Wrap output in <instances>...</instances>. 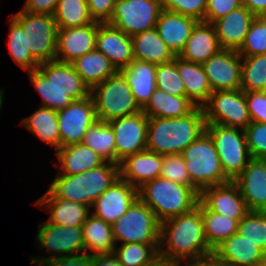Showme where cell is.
I'll return each mask as SVG.
<instances>
[{"label":"cell","instance_id":"cell-56","mask_svg":"<svg viewBox=\"0 0 266 266\" xmlns=\"http://www.w3.org/2000/svg\"><path fill=\"white\" fill-rule=\"evenodd\" d=\"M146 266H178V263L159 255L151 263L147 264Z\"/></svg>","mask_w":266,"mask_h":266},{"label":"cell","instance_id":"cell-37","mask_svg":"<svg viewBox=\"0 0 266 266\" xmlns=\"http://www.w3.org/2000/svg\"><path fill=\"white\" fill-rule=\"evenodd\" d=\"M81 143L90 147L105 161L116 163L115 135L108 122L97 120L89 127Z\"/></svg>","mask_w":266,"mask_h":266},{"label":"cell","instance_id":"cell-5","mask_svg":"<svg viewBox=\"0 0 266 266\" xmlns=\"http://www.w3.org/2000/svg\"><path fill=\"white\" fill-rule=\"evenodd\" d=\"M138 198L155 214L160 223L190 212L199 195L189 186L157 177L138 189Z\"/></svg>","mask_w":266,"mask_h":266},{"label":"cell","instance_id":"cell-13","mask_svg":"<svg viewBox=\"0 0 266 266\" xmlns=\"http://www.w3.org/2000/svg\"><path fill=\"white\" fill-rule=\"evenodd\" d=\"M57 113L61 147L81 143L89 127L98 120L92 96L73 101Z\"/></svg>","mask_w":266,"mask_h":266},{"label":"cell","instance_id":"cell-8","mask_svg":"<svg viewBox=\"0 0 266 266\" xmlns=\"http://www.w3.org/2000/svg\"><path fill=\"white\" fill-rule=\"evenodd\" d=\"M114 240L123 244H160V222L139 198L112 224Z\"/></svg>","mask_w":266,"mask_h":266},{"label":"cell","instance_id":"cell-17","mask_svg":"<svg viewBox=\"0 0 266 266\" xmlns=\"http://www.w3.org/2000/svg\"><path fill=\"white\" fill-rule=\"evenodd\" d=\"M137 199L138 189L120 177L92 204V215L112 225Z\"/></svg>","mask_w":266,"mask_h":266},{"label":"cell","instance_id":"cell-3","mask_svg":"<svg viewBox=\"0 0 266 266\" xmlns=\"http://www.w3.org/2000/svg\"><path fill=\"white\" fill-rule=\"evenodd\" d=\"M206 127L203 107L178 118H148L146 149L160 155L182 154Z\"/></svg>","mask_w":266,"mask_h":266},{"label":"cell","instance_id":"cell-41","mask_svg":"<svg viewBox=\"0 0 266 266\" xmlns=\"http://www.w3.org/2000/svg\"><path fill=\"white\" fill-rule=\"evenodd\" d=\"M160 244L128 243L115 247L114 255L123 266H146L159 256Z\"/></svg>","mask_w":266,"mask_h":266},{"label":"cell","instance_id":"cell-4","mask_svg":"<svg viewBox=\"0 0 266 266\" xmlns=\"http://www.w3.org/2000/svg\"><path fill=\"white\" fill-rule=\"evenodd\" d=\"M120 178V165L104 162L98 167L75 175L59 174L49 190L60 199L74 201L87 206L97 200Z\"/></svg>","mask_w":266,"mask_h":266},{"label":"cell","instance_id":"cell-12","mask_svg":"<svg viewBox=\"0 0 266 266\" xmlns=\"http://www.w3.org/2000/svg\"><path fill=\"white\" fill-rule=\"evenodd\" d=\"M206 123L245 129L250 123L246 92L241 89L212 92L202 106Z\"/></svg>","mask_w":266,"mask_h":266},{"label":"cell","instance_id":"cell-39","mask_svg":"<svg viewBox=\"0 0 266 266\" xmlns=\"http://www.w3.org/2000/svg\"><path fill=\"white\" fill-rule=\"evenodd\" d=\"M244 92L266 91V54L241 56V87Z\"/></svg>","mask_w":266,"mask_h":266},{"label":"cell","instance_id":"cell-6","mask_svg":"<svg viewBox=\"0 0 266 266\" xmlns=\"http://www.w3.org/2000/svg\"><path fill=\"white\" fill-rule=\"evenodd\" d=\"M181 155L186 162L191 183L200 192L207 187L231 181L224 174L214 142L206 131L184 149Z\"/></svg>","mask_w":266,"mask_h":266},{"label":"cell","instance_id":"cell-7","mask_svg":"<svg viewBox=\"0 0 266 266\" xmlns=\"http://www.w3.org/2000/svg\"><path fill=\"white\" fill-rule=\"evenodd\" d=\"M98 120L131 116L142 111L136 102L124 75L117 71L104 82L91 89Z\"/></svg>","mask_w":266,"mask_h":266},{"label":"cell","instance_id":"cell-16","mask_svg":"<svg viewBox=\"0 0 266 266\" xmlns=\"http://www.w3.org/2000/svg\"><path fill=\"white\" fill-rule=\"evenodd\" d=\"M37 241L41 248L58 257L84 253L82 226L65 227L45 222L38 229Z\"/></svg>","mask_w":266,"mask_h":266},{"label":"cell","instance_id":"cell-49","mask_svg":"<svg viewBox=\"0 0 266 266\" xmlns=\"http://www.w3.org/2000/svg\"><path fill=\"white\" fill-rule=\"evenodd\" d=\"M246 102L251 122L266 123V91L246 92Z\"/></svg>","mask_w":266,"mask_h":266},{"label":"cell","instance_id":"cell-52","mask_svg":"<svg viewBox=\"0 0 266 266\" xmlns=\"http://www.w3.org/2000/svg\"><path fill=\"white\" fill-rule=\"evenodd\" d=\"M58 0H26L22 8L23 11L32 14L54 15Z\"/></svg>","mask_w":266,"mask_h":266},{"label":"cell","instance_id":"cell-43","mask_svg":"<svg viewBox=\"0 0 266 266\" xmlns=\"http://www.w3.org/2000/svg\"><path fill=\"white\" fill-rule=\"evenodd\" d=\"M237 52L240 56L266 54V16L255 17Z\"/></svg>","mask_w":266,"mask_h":266},{"label":"cell","instance_id":"cell-46","mask_svg":"<svg viewBox=\"0 0 266 266\" xmlns=\"http://www.w3.org/2000/svg\"><path fill=\"white\" fill-rule=\"evenodd\" d=\"M162 10L205 21L207 0H159Z\"/></svg>","mask_w":266,"mask_h":266},{"label":"cell","instance_id":"cell-58","mask_svg":"<svg viewBox=\"0 0 266 266\" xmlns=\"http://www.w3.org/2000/svg\"><path fill=\"white\" fill-rule=\"evenodd\" d=\"M260 266H266V254L264 255V259L261 262Z\"/></svg>","mask_w":266,"mask_h":266},{"label":"cell","instance_id":"cell-54","mask_svg":"<svg viewBox=\"0 0 266 266\" xmlns=\"http://www.w3.org/2000/svg\"><path fill=\"white\" fill-rule=\"evenodd\" d=\"M92 266H123L112 254H92Z\"/></svg>","mask_w":266,"mask_h":266},{"label":"cell","instance_id":"cell-51","mask_svg":"<svg viewBox=\"0 0 266 266\" xmlns=\"http://www.w3.org/2000/svg\"><path fill=\"white\" fill-rule=\"evenodd\" d=\"M116 0H87L90 16L94 21L106 23L112 15Z\"/></svg>","mask_w":266,"mask_h":266},{"label":"cell","instance_id":"cell-55","mask_svg":"<svg viewBox=\"0 0 266 266\" xmlns=\"http://www.w3.org/2000/svg\"><path fill=\"white\" fill-rule=\"evenodd\" d=\"M188 261L190 264H185V266H225L214 254ZM180 265L181 263H178V266Z\"/></svg>","mask_w":266,"mask_h":266},{"label":"cell","instance_id":"cell-38","mask_svg":"<svg viewBox=\"0 0 266 266\" xmlns=\"http://www.w3.org/2000/svg\"><path fill=\"white\" fill-rule=\"evenodd\" d=\"M53 18L57 29L74 28L95 22L90 16L87 0H58Z\"/></svg>","mask_w":266,"mask_h":266},{"label":"cell","instance_id":"cell-48","mask_svg":"<svg viewBox=\"0 0 266 266\" xmlns=\"http://www.w3.org/2000/svg\"><path fill=\"white\" fill-rule=\"evenodd\" d=\"M37 258V259H36ZM30 260L32 264L38 266H92V254L81 253L64 257H36ZM39 258V259H38Z\"/></svg>","mask_w":266,"mask_h":266},{"label":"cell","instance_id":"cell-24","mask_svg":"<svg viewBox=\"0 0 266 266\" xmlns=\"http://www.w3.org/2000/svg\"><path fill=\"white\" fill-rule=\"evenodd\" d=\"M197 20L182 14L162 10L159 14L156 29L160 38L175 56L183 50Z\"/></svg>","mask_w":266,"mask_h":266},{"label":"cell","instance_id":"cell-25","mask_svg":"<svg viewBox=\"0 0 266 266\" xmlns=\"http://www.w3.org/2000/svg\"><path fill=\"white\" fill-rule=\"evenodd\" d=\"M213 254L228 266H260L265 255L260 248L238 233L217 246Z\"/></svg>","mask_w":266,"mask_h":266},{"label":"cell","instance_id":"cell-40","mask_svg":"<svg viewBox=\"0 0 266 266\" xmlns=\"http://www.w3.org/2000/svg\"><path fill=\"white\" fill-rule=\"evenodd\" d=\"M9 22V55L25 71L37 69L39 63L31 56L30 50L27 48L26 34H24L21 25L12 16Z\"/></svg>","mask_w":266,"mask_h":266},{"label":"cell","instance_id":"cell-31","mask_svg":"<svg viewBox=\"0 0 266 266\" xmlns=\"http://www.w3.org/2000/svg\"><path fill=\"white\" fill-rule=\"evenodd\" d=\"M196 107L188 97L173 96L156 89L142 112L148 118H178L190 114Z\"/></svg>","mask_w":266,"mask_h":266},{"label":"cell","instance_id":"cell-26","mask_svg":"<svg viewBox=\"0 0 266 266\" xmlns=\"http://www.w3.org/2000/svg\"><path fill=\"white\" fill-rule=\"evenodd\" d=\"M35 204L39 207L45 204L50 212L47 222L59 226H82L90 216V206L57 198L49 189Z\"/></svg>","mask_w":266,"mask_h":266},{"label":"cell","instance_id":"cell-2","mask_svg":"<svg viewBox=\"0 0 266 266\" xmlns=\"http://www.w3.org/2000/svg\"><path fill=\"white\" fill-rule=\"evenodd\" d=\"M35 89L42 96V106L59 111L73 101L91 96V89L72 63L57 60L40 63L27 71Z\"/></svg>","mask_w":266,"mask_h":266},{"label":"cell","instance_id":"cell-10","mask_svg":"<svg viewBox=\"0 0 266 266\" xmlns=\"http://www.w3.org/2000/svg\"><path fill=\"white\" fill-rule=\"evenodd\" d=\"M26 34L27 48L40 64L56 59L57 25L52 15L19 11L12 16Z\"/></svg>","mask_w":266,"mask_h":266},{"label":"cell","instance_id":"cell-22","mask_svg":"<svg viewBox=\"0 0 266 266\" xmlns=\"http://www.w3.org/2000/svg\"><path fill=\"white\" fill-rule=\"evenodd\" d=\"M255 15L243 5L212 23L221 49L238 51Z\"/></svg>","mask_w":266,"mask_h":266},{"label":"cell","instance_id":"cell-36","mask_svg":"<svg viewBox=\"0 0 266 266\" xmlns=\"http://www.w3.org/2000/svg\"><path fill=\"white\" fill-rule=\"evenodd\" d=\"M201 215L204 221V235L212 250L237 233L239 222L236 219L211 212L202 203Z\"/></svg>","mask_w":266,"mask_h":266},{"label":"cell","instance_id":"cell-35","mask_svg":"<svg viewBox=\"0 0 266 266\" xmlns=\"http://www.w3.org/2000/svg\"><path fill=\"white\" fill-rule=\"evenodd\" d=\"M21 125L56 149L55 151L61 148L57 111L42 106L31 116L23 119Z\"/></svg>","mask_w":266,"mask_h":266},{"label":"cell","instance_id":"cell-33","mask_svg":"<svg viewBox=\"0 0 266 266\" xmlns=\"http://www.w3.org/2000/svg\"><path fill=\"white\" fill-rule=\"evenodd\" d=\"M72 65L90 89L117 72L110 60L96 49L77 58Z\"/></svg>","mask_w":266,"mask_h":266},{"label":"cell","instance_id":"cell-20","mask_svg":"<svg viewBox=\"0 0 266 266\" xmlns=\"http://www.w3.org/2000/svg\"><path fill=\"white\" fill-rule=\"evenodd\" d=\"M233 182L249 211L266 212V159L251 158Z\"/></svg>","mask_w":266,"mask_h":266},{"label":"cell","instance_id":"cell-45","mask_svg":"<svg viewBox=\"0 0 266 266\" xmlns=\"http://www.w3.org/2000/svg\"><path fill=\"white\" fill-rule=\"evenodd\" d=\"M160 177L175 183L191 187L198 195L200 191L191 183L186 169V162L181 154L163 156L162 171Z\"/></svg>","mask_w":266,"mask_h":266},{"label":"cell","instance_id":"cell-19","mask_svg":"<svg viewBox=\"0 0 266 266\" xmlns=\"http://www.w3.org/2000/svg\"><path fill=\"white\" fill-rule=\"evenodd\" d=\"M101 22L57 30V61L72 63L84 54L95 50L96 36Z\"/></svg>","mask_w":266,"mask_h":266},{"label":"cell","instance_id":"cell-53","mask_svg":"<svg viewBox=\"0 0 266 266\" xmlns=\"http://www.w3.org/2000/svg\"><path fill=\"white\" fill-rule=\"evenodd\" d=\"M241 3L256 17L266 16V0H241Z\"/></svg>","mask_w":266,"mask_h":266},{"label":"cell","instance_id":"cell-15","mask_svg":"<svg viewBox=\"0 0 266 266\" xmlns=\"http://www.w3.org/2000/svg\"><path fill=\"white\" fill-rule=\"evenodd\" d=\"M212 92L241 87V56L235 50L221 49L202 64Z\"/></svg>","mask_w":266,"mask_h":266},{"label":"cell","instance_id":"cell-9","mask_svg":"<svg viewBox=\"0 0 266 266\" xmlns=\"http://www.w3.org/2000/svg\"><path fill=\"white\" fill-rule=\"evenodd\" d=\"M205 131L214 142L224 174L233 181L251 159L245 131L213 123H206Z\"/></svg>","mask_w":266,"mask_h":266},{"label":"cell","instance_id":"cell-32","mask_svg":"<svg viewBox=\"0 0 266 266\" xmlns=\"http://www.w3.org/2000/svg\"><path fill=\"white\" fill-rule=\"evenodd\" d=\"M134 59L153 64H165L174 60L175 55L160 38L156 28L143 31L131 37Z\"/></svg>","mask_w":266,"mask_h":266},{"label":"cell","instance_id":"cell-57","mask_svg":"<svg viewBox=\"0 0 266 266\" xmlns=\"http://www.w3.org/2000/svg\"><path fill=\"white\" fill-rule=\"evenodd\" d=\"M3 90L0 89V110H1V107H2V103H3Z\"/></svg>","mask_w":266,"mask_h":266},{"label":"cell","instance_id":"cell-47","mask_svg":"<svg viewBox=\"0 0 266 266\" xmlns=\"http://www.w3.org/2000/svg\"><path fill=\"white\" fill-rule=\"evenodd\" d=\"M244 131L251 158L266 159V123L251 122Z\"/></svg>","mask_w":266,"mask_h":266},{"label":"cell","instance_id":"cell-27","mask_svg":"<svg viewBox=\"0 0 266 266\" xmlns=\"http://www.w3.org/2000/svg\"><path fill=\"white\" fill-rule=\"evenodd\" d=\"M219 50L221 47L212 23L198 21L178 56L186 61L203 64Z\"/></svg>","mask_w":266,"mask_h":266},{"label":"cell","instance_id":"cell-18","mask_svg":"<svg viewBox=\"0 0 266 266\" xmlns=\"http://www.w3.org/2000/svg\"><path fill=\"white\" fill-rule=\"evenodd\" d=\"M199 201L211 212L238 222L249 212L238 186L233 181L203 189L199 194Z\"/></svg>","mask_w":266,"mask_h":266},{"label":"cell","instance_id":"cell-42","mask_svg":"<svg viewBox=\"0 0 266 266\" xmlns=\"http://www.w3.org/2000/svg\"><path fill=\"white\" fill-rule=\"evenodd\" d=\"M237 233L266 254V212L249 211L239 221Z\"/></svg>","mask_w":266,"mask_h":266},{"label":"cell","instance_id":"cell-34","mask_svg":"<svg viewBox=\"0 0 266 266\" xmlns=\"http://www.w3.org/2000/svg\"><path fill=\"white\" fill-rule=\"evenodd\" d=\"M82 232L85 253L88 254V250L94 254L114 253L116 243L109 223L90 215L82 225Z\"/></svg>","mask_w":266,"mask_h":266},{"label":"cell","instance_id":"cell-50","mask_svg":"<svg viewBox=\"0 0 266 266\" xmlns=\"http://www.w3.org/2000/svg\"><path fill=\"white\" fill-rule=\"evenodd\" d=\"M240 6L241 0H207L205 22L213 23Z\"/></svg>","mask_w":266,"mask_h":266},{"label":"cell","instance_id":"cell-29","mask_svg":"<svg viewBox=\"0 0 266 266\" xmlns=\"http://www.w3.org/2000/svg\"><path fill=\"white\" fill-rule=\"evenodd\" d=\"M173 61L177 64L179 75L183 80L186 97L202 107L212 94L211 85L202 64L183 60L179 56H175Z\"/></svg>","mask_w":266,"mask_h":266},{"label":"cell","instance_id":"cell-11","mask_svg":"<svg viewBox=\"0 0 266 266\" xmlns=\"http://www.w3.org/2000/svg\"><path fill=\"white\" fill-rule=\"evenodd\" d=\"M161 11L159 0H116L106 23L132 37L155 28Z\"/></svg>","mask_w":266,"mask_h":266},{"label":"cell","instance_id":"cell-21","mask_svg":"<svg viewBox=\"0 0 266 266\" xmlns=\"http://www.w3.org/2000/svg\"><path fill=\"white\" fill-rule=\"evenodd\" d=\"M95 49L102 52L117 71L134 60L132 38L108 23H100Z\"/></svg>","mask_w":266,"mask_h":266},{"label":"cell","instance_id":"cell-28","mask_svg":"<svg viewBox=\"0 0 266 266\" xmlns=\"http://www.w3.org/2000/svg\"><path fill=\"white\" fill-rule=\"evenodd\" d=\"M157 65L134 59L120 72L124 75L131 92L141 108L149 101L156 88Z\"/></svg>","mask_w":266,"mask_h":266},{"label":"cell","instance_id":"cell-1","mask_svg":"<svg viewBox=\"0 0 266 266\" xmlns=\"http://www.w3.org/2000/svg\"><path fill=\"white\" fill-rule=\"evenodd\" d=\"M166 243V249H162ZM213 254L204 235V221L201 202L190 212L170 218L160 223L159 255L181 263Z\"/></svg>","mask_w":266,"mask_h":266},{"label":"cell","instance_id":"cell-30","mask_svg":"<svg viewBox=\"0 0 266 266\" xmlns=\"http://www.w3.org/2000/svg\"><path fill=\"white\" fill-rule=\"evenodd\" d=\"M59 174L75 175L100 166L105 160L83 143L71 144L56 151Z\"/></svg>","mask_w":266,"mask_h":266},{"label":"cell","instance_id":"cell-44","mask_svg":"<svg viewBox=\"0 0 266 266\" xmlns=\"http://www.w3.org/2000/svg\"><path fill=\"white\" fill-rule=\"evenodd\" d=\"M156 88L173 96L186 97L183 80L174 61L157 65Z\"/></svg>","mask_w":266,"mask_h":266},{"label":"cell","instance_id":"cell-23","mask_svg":"<svg viewBox=\"0 0 266 266\" xmlns=\"http://www.w3.org/2000/svg\"><path fill=\"white\" fill-rule=\"evenodd\" d=\"M162 164L163 155L146 149L120 162V177L139 189L146 182L160 177Z\"/></svg>","mask_w":266,"mask_h":266},{"label":"cell","instance_id":"cell-14","mask_svg":"<svg viewBox=\"0 0 266 266\" xmlns=\"http://www.w3.org/2000/svg\"><path fill=\"white\" fill-rule=\"evenodd\" d=\"M108 123L115 135L117 164L129 155L146 150L148 117L142 111L131 116L112 119Z\"/></svg>","mask_w":266,"mask_h":266}]
</instances>
